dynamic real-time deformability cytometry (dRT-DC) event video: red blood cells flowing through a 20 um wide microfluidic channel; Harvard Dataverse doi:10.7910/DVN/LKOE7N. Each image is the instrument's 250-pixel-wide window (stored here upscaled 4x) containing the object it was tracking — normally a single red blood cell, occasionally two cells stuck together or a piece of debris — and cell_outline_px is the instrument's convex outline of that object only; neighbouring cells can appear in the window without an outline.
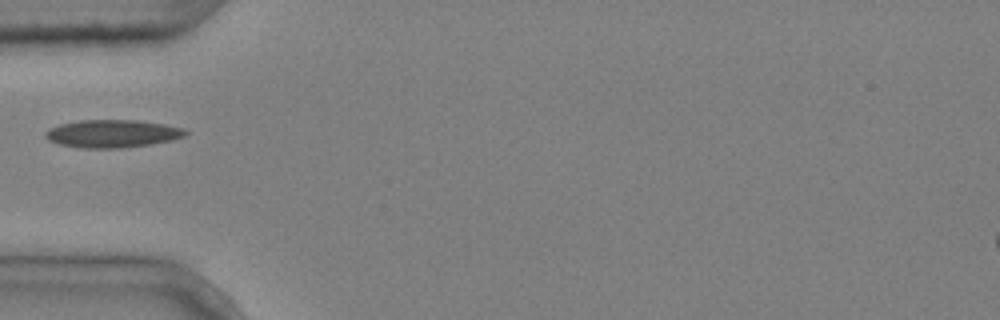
{"species": "common noctule bat (a hibernating species)", "species_latin": "Nyctalus noctula", "temperature_condition": "cold", "stored_images_in_passage": 1, "camera_frame_rate_fps": 3000, "um_per_image_px": 0.085, "animal": {"sex": "male", "body_mass_g": 20.4}, "frame": {"image": 1, "passage_image": 1, "time_ms": 0.0, "image_size_px": [1000, 320], "cell_outline_px": [[188, 132], [184, 136], [172, 140], [152, 144], [120, 148], [80, 148], [60, 144], [48, 140], [44, 136], [44, 132], [48, 128], [60, 124], [80, 120], [136, 120], [164, 124], [184, 128]], "centroid_in_image_um": [9.53, 11.36], "position_along_channel_um": 75.5, "area_um2": 22.77}}